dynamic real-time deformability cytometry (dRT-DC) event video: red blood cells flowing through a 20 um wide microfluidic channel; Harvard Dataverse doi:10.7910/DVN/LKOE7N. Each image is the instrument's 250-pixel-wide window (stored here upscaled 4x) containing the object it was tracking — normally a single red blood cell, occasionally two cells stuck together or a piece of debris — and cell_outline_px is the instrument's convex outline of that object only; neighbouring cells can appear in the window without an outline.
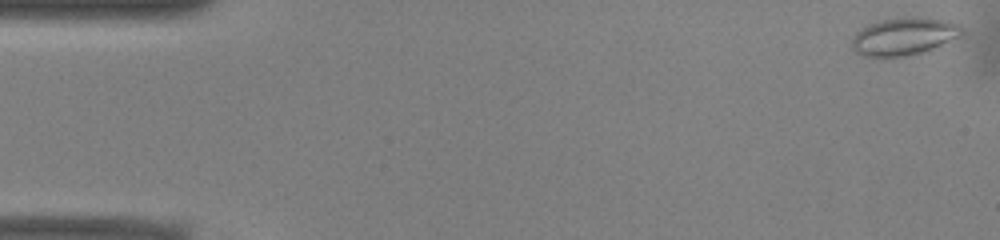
{"species": "common noctule bat (a hibernating species)", "species_latin": "Nyctalus noctula", "temperature_condition": "warm", "stored_images_in_passage": 42, "camera_frame_rate_fps": 3000, "um_per_image_px": 0.085, "animal": {"sex": "male", "body_mass_g": 13.0, "forearm_length_mm": 53.1}, "frame": {"image": 1, "passage_image": 1, "time_ms": 0.0, "image_size_px": [1000, 240], "cell_outline_px": [[964, 32], [960, 36], [928, 52], [904, 56], [876, 60], [860, 56], [852, 48], [852, 40], [856, 32], [860, 28], [868, 24], [880, 20], [904, 16], [924, 16], [948, 20], [960, 24], [964, 28]], "centroid_in_image_um": [76.84, 3.11], "position_along_channel_um": 8.2, "area_um2": 25.43}}
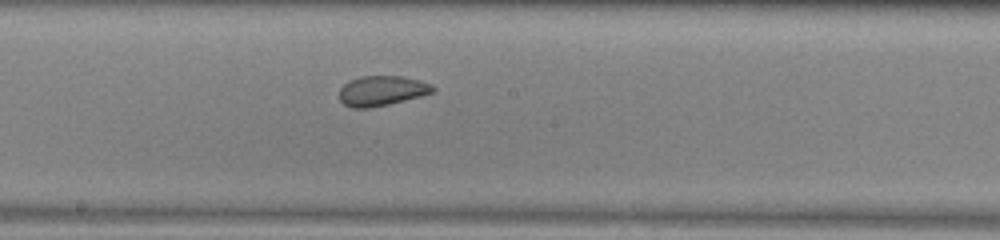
{"frame": {"image": 2, "passage_image": 27, "time_ms": 8.667, "image_size_px": [1000, 240], "cell_outline_px": [[436, 92], [388, 104], [368, 108], [352, 108], [344, 104], [340, 100], [340, 88], [348, 80], [360, 76], [400, 76], [420, 80], [432, 84], [436, 88]], "centroid_in_image_um": [32.47, 7.71], "position_along_channel_um": 215.7, "area_um2": 16.42}}
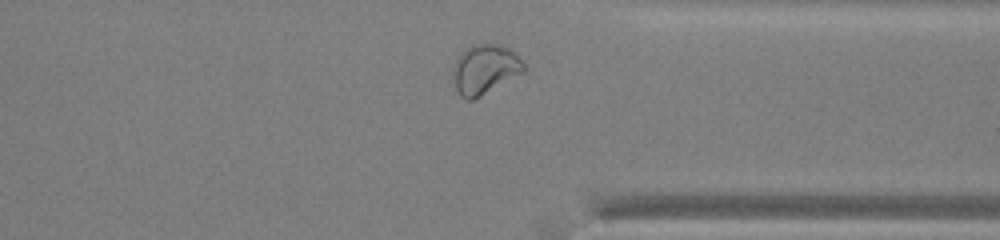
{"frame": {"image": 3, "passage_image": 39, "time_ms": 12.667, "image_size_px": [1000, 240], "cell_outline_px": [[528, 68], [524, 72], [480, 96], [472, 100], [464, 100], [460, 96], [456, 88], [452, 76], [452, 68], [460, 52], [464, 48], [472, 44], [496, 44], [508, 48], [524, 60]], "centroid_in_image_um": [41.21, 5.88], "position_along_channel_um": 370.2, "area_um2": 20.75}, "authors_computed_cell_mechanics": {"area_um2": 18.1492, "velocity_mm_per_s": 3.9279, "shape_relaxation_time_tau1_ms": 7.0423, "shape_relaxation_time_tau2_ms": 1.1492, "deformation_change_tau1": 0.0876, "deformation_change_tau2": 0.0609}}